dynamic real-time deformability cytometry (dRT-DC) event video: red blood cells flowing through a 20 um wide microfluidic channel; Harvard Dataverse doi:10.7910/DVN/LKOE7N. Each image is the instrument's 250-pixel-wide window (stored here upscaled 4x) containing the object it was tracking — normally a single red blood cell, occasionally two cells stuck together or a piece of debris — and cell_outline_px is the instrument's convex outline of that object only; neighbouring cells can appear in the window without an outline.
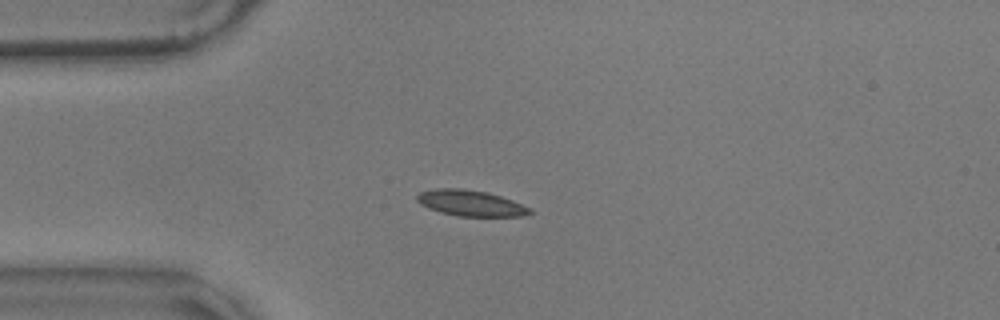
{"species": "common noctule bat (a hibernating species)", "species_latin": "Nyctalus noctula", "temperature_condition": "warm", "stored_images_in_passage": 3, "camera_frame_rate_fps": 3000, "um_per_image_px": 0.085, "animal": {"sex": "male", "body_mass_g": 17.9}, "frame": {"image": 1, "passage_image": 1, "time_ms": 0.0, "image_size_px": [1000, 320], "cell_outline_px": [[532, 212], [524, 216], [456, 216], [440, 212], [428, 208], [420, 204], [416, 200], [416, 196], [420, 192], [436, 188], [460, 188], [488, 192], [512, 200], [532, 208]], "centroid_in_image_um": [39.99, 17.26], "position_along_channel_um": 45.0, "area_um2": 17.11}}